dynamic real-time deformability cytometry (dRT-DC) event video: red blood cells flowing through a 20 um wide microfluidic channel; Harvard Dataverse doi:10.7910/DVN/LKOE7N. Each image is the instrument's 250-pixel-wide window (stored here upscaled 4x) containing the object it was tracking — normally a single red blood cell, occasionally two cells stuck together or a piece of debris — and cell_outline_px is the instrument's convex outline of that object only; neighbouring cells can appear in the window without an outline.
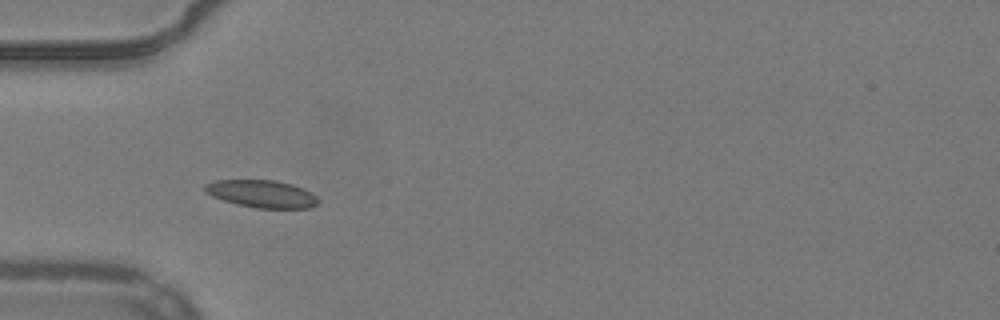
{"species": "common noctule bat (a hibernating species)", "species_latin": "Nyctalus noctula", "temperature_condition": "warm", "stored_images_in_passage": 39, "camera_frame_rate_fps": 3000, "um_per_image_px": 0.085, "animal": {"sex": "male", "body_mass_g": 19.2, "forearm_length_mm": 51.8}, "frame": {"image": 1, "passage_image": 3, "time_ms": 0.667, "image_size_px": [1000, 320], "cell_outline_px": [[320, 204], [308, 208], [256, 208], [236, 204], [212, 196], [204, 188], [204, 184], [216, 180], [276, 180], [292, 184], [316, 196], [320, 200]], "centroid_in_image_um": [22.27, 16.48], "position_along_channel_um": 62.7, "area_um2": 18.03}}
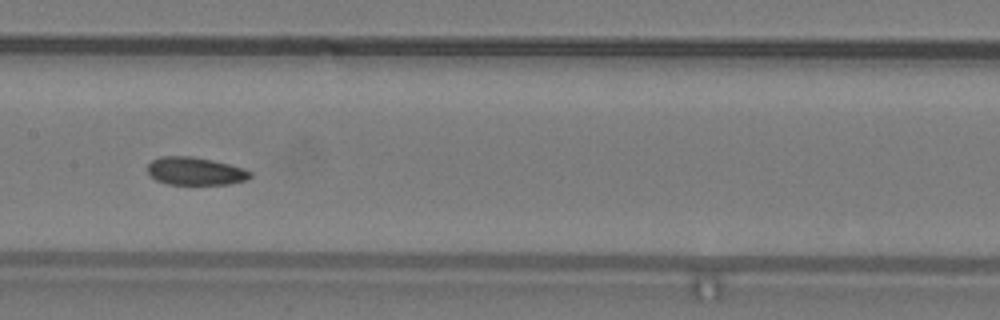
{"frame": {"image": 2, "passage_image": 13, "time_ms": 4.0, "image_size_px": [1000, 320], "cell_outline_px": [[252, 176], [244, 180], [228, 184], [168, 184], [156, 180], [148, 172], [148, 164], [152, 160], [160, 156], [192, 156], [212, 160], [244, 168], [252, 172]], "centroid_in_image_um": [16.59, 14.54], "position_along_channel_um": 190.8, "area_um2": 16.59}}
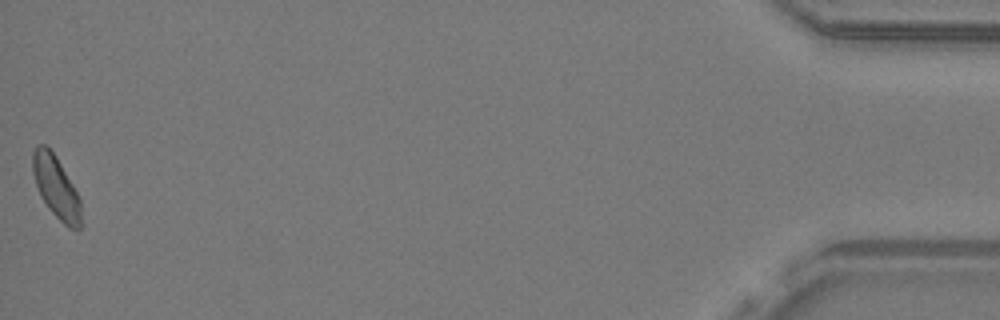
{"frame": {"image": 3, "passage_image": 39, "time_ms": 12.667, "image_size_px": [1000, 320], "cell_outline_px": [[80, 228], [68, 228], [48, 208], [40, 196], [32, 172], [32, 152], [36, 144], [44, 144], [56, 156], [72, 184], [80, 200]], "centroid_in_image_um": [4.72, 15.88], "position_along_channel_um": 430.5, "area_um2": 17.22}, "authors_computed_cell_mechanics": {"area_um2": 17.34, "velocity_mm_per_s": 3.8946, "shape_relaxation_time_tau1_ms": 9.6343, "shape_relaxation_time_tau2_ms": 4.3613, "deformation_change_tau1": 0.121, "deformation_change_tau2": 0.0801}}